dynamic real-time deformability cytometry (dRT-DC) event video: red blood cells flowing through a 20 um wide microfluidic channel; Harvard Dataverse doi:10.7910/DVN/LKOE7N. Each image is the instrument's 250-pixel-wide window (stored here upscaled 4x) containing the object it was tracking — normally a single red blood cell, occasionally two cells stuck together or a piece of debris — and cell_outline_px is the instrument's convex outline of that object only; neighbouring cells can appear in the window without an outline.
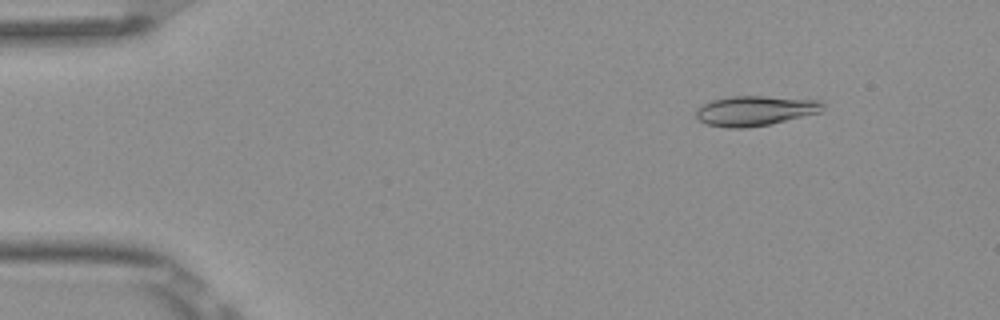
{"species": "Egyptian fruit bat (a non-hibernating species)", "species_latin": "Rousettus aegyptiacus", "temperature_condition": "room temperature", "stored_images_in_passage": 53, "camera_frame_rate_fps": 3000, "um_per_image_px": 0.085, "frame": {"image": 1, "passage_image": 7, "time_ms": 2.0, "image_size_px": [1000, 320], "cell_outline_px": [[824, 104], [820, 112], [768, 124], [744, 128], [728, 128], [708, 124], [700, 120], [696, 116], [696, 108], [712, 100], [732, 96], [764, 96], [820, 100]], "centroid_in_image_um": [64.16, 9.4], "position_along_channel_um": 20.8, "area_um2": 21.79}}
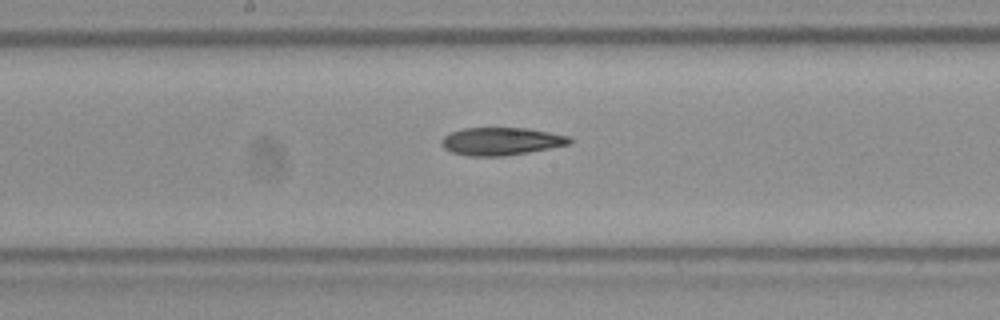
{"frame": {"image": 2, "passage_image": 28, "time_ms": 9.0, "image_size_px": [1000, 320], "cell_outline_px": [[572, 140], [568, 144], [528, 152], [504, 156], [464, 156], [452, 152], [444, 148], [440, 144], [440, 140], [448, 132], [464, 128], [528, 128], [572, 136]], "centroid_in_image_um": [42.55, 12.0], "position_along_channel_um": 205.6, "area_um2": 20.87}}
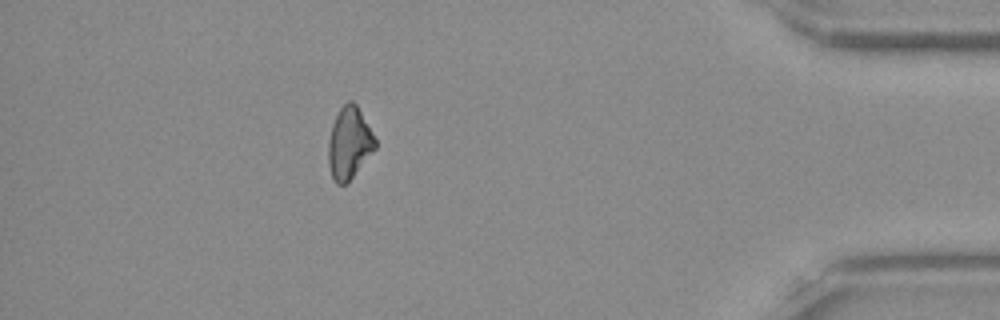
{"frame": {"image": 3, "passage_image": 47, "time_ms": 15.333, "image_size_px": [1000, 320], "cell_outline_px": [[376, 148], [352, 176], [344, 184], [336, 184], [332, 176], [328, 164], [328, 140], [332, 124], [340, 108], [348, 100], [352, 100], [356, 104], [376, 140]], "centroid_in_image_um": [29.66, 12.14], "position_along_channel_um": 405.5, "area_um2": 19.25}}